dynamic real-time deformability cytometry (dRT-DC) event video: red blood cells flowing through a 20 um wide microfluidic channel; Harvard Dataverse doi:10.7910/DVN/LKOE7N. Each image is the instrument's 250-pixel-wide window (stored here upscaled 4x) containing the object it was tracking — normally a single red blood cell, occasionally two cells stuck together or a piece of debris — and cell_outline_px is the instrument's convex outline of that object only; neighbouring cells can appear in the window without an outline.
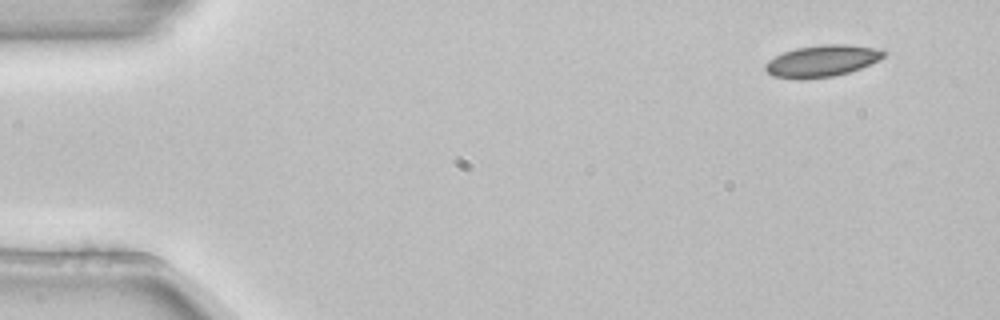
{"species": "common noctule bat (a hibernating species)", "species_latin": "Nyctalus noctula", "temperature_condition": "room temperature", "stored_images_in_passage": 3, "camera_frame_rate_fps": 3000, "um_per_image_px": 0.085, "animal": {"sex": "female", "body_mass_g": 22.7, "forearm_length_mm": 54.2}, "frame": {"image": 1, "passage_image": 1, "time_ms": 0.0, "image_size_px": [1000, 320], "cell_outline_px": [[888, 52], [884, 56], [860, 68], [848, 72], [832, 76], [800, 80], [772, 76], [764, 68], [764, 64], [768, 60], [784, 52], [796, 48], [824, 44], [848, 44], [884, 48]], "centroid_in_image_um": [69.88, 5.17], "position_along_channel_um": 15.1, "area_um2": 21.96}}
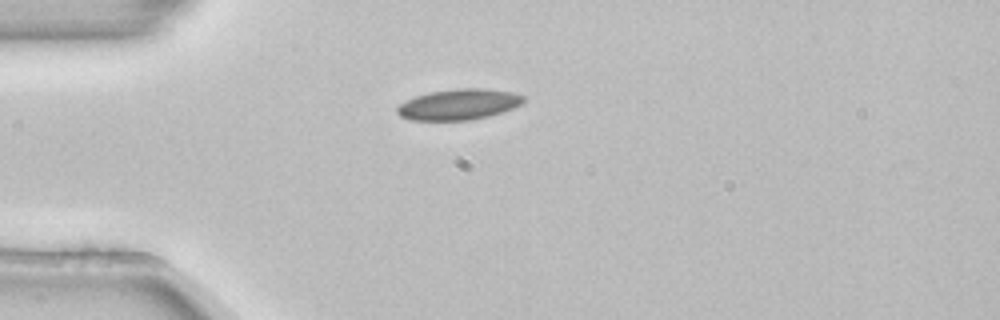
{"frame": {"image": 2, "passage_image": 3, "time_ms": 0.667, "image_size_px": [1000, 320], "cell_outline_px": [[524, 100], [520, 104], [512, 108], [488, 116], [472, 120], [408, 120], [400, 116], [396, 112], [396, 108], [400, 104], [416, 96], [432, 92], [456, 88], [484, 88], [512, 92], [524, 96]], "centroid_in_image_um": [38.97, 8.88], "position_along_channel_um": 46.0, "area_um2": 22.48}}